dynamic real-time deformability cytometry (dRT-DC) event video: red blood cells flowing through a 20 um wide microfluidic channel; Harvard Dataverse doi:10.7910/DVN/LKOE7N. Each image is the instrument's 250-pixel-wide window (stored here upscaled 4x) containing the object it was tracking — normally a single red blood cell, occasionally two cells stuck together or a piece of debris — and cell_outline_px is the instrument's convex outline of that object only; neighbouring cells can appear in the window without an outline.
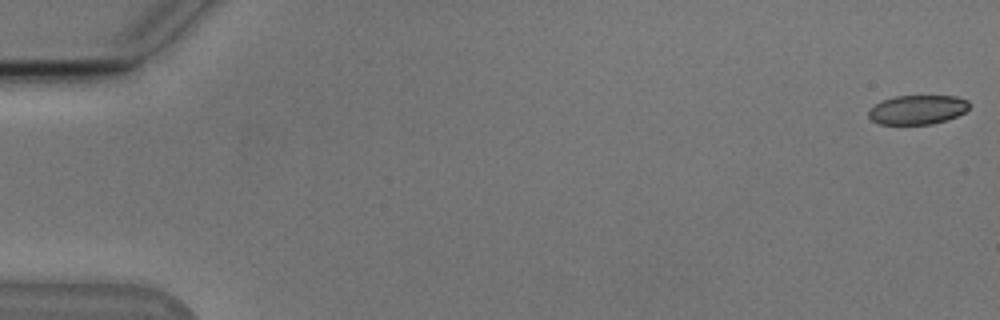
{"species": "Egyptian fruit bat (a non-hibernating species)", "species_latin": "Rousettus aegyptiacus", "temperature_condition": "cold", "stored_images_in_passage": 54, "camera_frame_rate_fps": 3000, "um_per_image_px": 0.085, "animal": {"sex": "male"}, "frame": {"image": 1, "passage_image": 1, "time_ms": 0.0, "image_size_px": [1000, 320], "cell_outline_px": [[968, 108], [964, 112], [956, 116], [932, 124], [880, 124], [872, 120], [868, 116], [868, 112], [880, 100], [896, 96], [956, 96], [968, 100]], "centroid_in_image_um": [77.97, 9.32], "position_along_channel_um": 7.0, "area_um2": 16.99}}
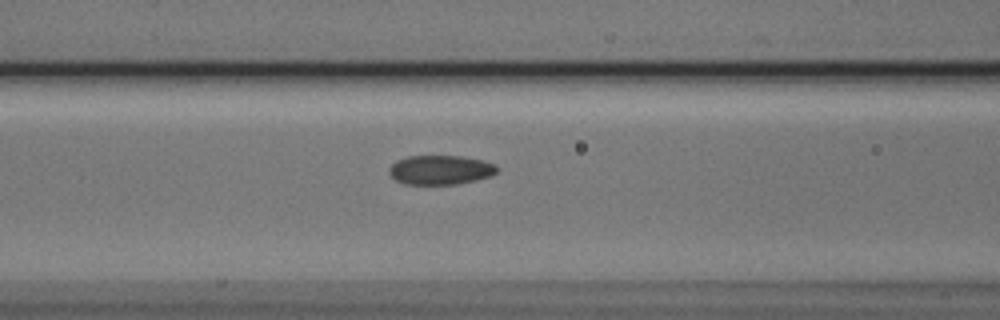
{"frame": {"image": 2, "passage_image": 23, "time_ms": 7.333, "image_size_px": [1000, 320], "cell_outline_px": [[500, 168], [492, 176], [476, 180], [456, 184], [404, 184], [396, 180], [388, 172], [388, 168], [396, 160], [408, 156], [460, 156], [480, 160], [496, 164]], "centroid_in_image_um": [37.44, 14.44], "position_along_channel_um": 129.2, "area_um2": 18.5}}
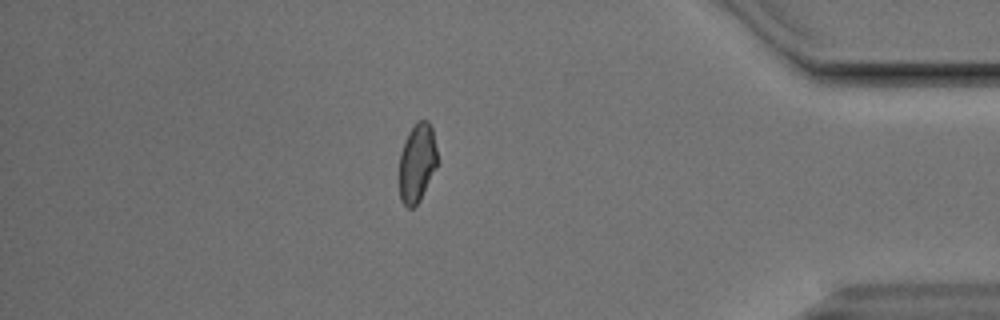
{"frame": {"image": 3, "passage_image": 47, "time_ms": 15.333, "image_size_px": [1000, 320], "cell_outline_px": [[436, 168], [420, 200], [412, 208], [408, 208], [400, 200], [400, 152], [404, 140], [408, 132], [416, 120], [428, 120], [432, 128], [436, 148]], "centroid_in_image_um": [35.44, 13.81], "position_along_channel_um": 399.8, "area_um2": 17.46}, "authors_computed_cell_mechanics": {"area_um2": 18.4382, "velocity_mm_per_s": 3.8265, "shape_relaxation_time_tau1_ms": 5.0998, "shape_relaxation_time_tau2_ms": 2.0905, "deformation_change_tau1": 0.1076, "deformation_change_tau2": 0.0597}}